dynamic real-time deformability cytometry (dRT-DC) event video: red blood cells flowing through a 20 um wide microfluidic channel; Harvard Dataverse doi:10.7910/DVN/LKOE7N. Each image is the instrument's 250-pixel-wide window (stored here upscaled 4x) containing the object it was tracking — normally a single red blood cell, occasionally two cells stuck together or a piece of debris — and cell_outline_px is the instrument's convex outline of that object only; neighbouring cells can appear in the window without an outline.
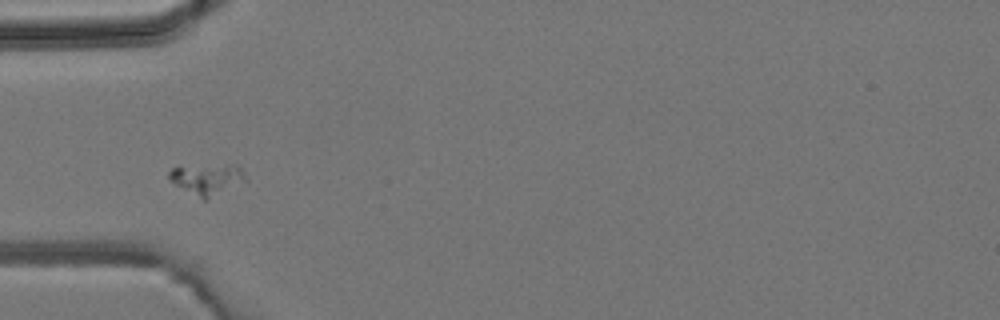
{"species": "common noctule bat (a hibernating species)", "species_latin": "Nyctalus noctula", "temperature_condition": "room temperature", "stored_images_in_passage": 38, "camera_frame_rate_fps": 3000, "um_per_image_px": 0.085, "animal": {"sex": "male", "body_mass_g": 19.2, "forearm_length_mm": 51.8}, "frame": {"image": 1, "passage_image": 6, "time_ms": 1.667, "image_size_px": [1000, 320], "cell_outline_px": [[248, 180], [208, 200], [204, 200], [176, 184], [168, 176], [168, 172], [172, 168], [236, 164], [244, 172]], "centroid_in_image_um": [17.68, 15.24], "position_along_channel_um": 67.3, "area_um2": 13.47}}
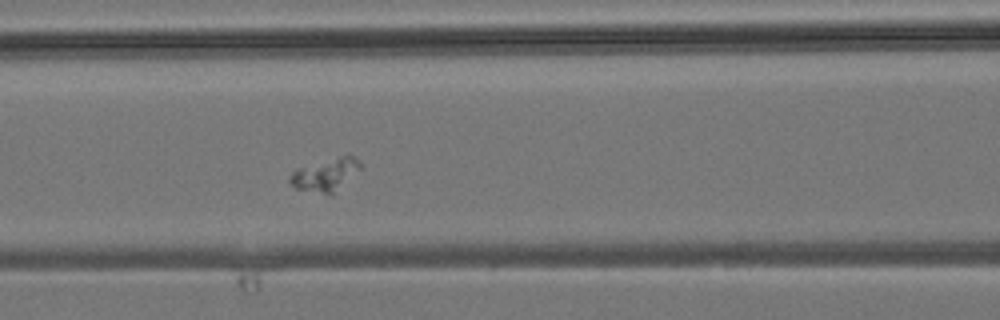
{"frame": {"image": 2, "passage_image": 11, "time_ms": 3.333, "image_size_px": [1000, 320], "cell_outline_px": [[360, 168], [332, 196], [328, 196], [296, 188], [288, 180], [288, 176], [296, 168], [348, 152], [360, 160]], "centroid_in_image_um": [27.67, 14.83], "position_along_channel_um": 138.9, "area_um2": 13.93}}